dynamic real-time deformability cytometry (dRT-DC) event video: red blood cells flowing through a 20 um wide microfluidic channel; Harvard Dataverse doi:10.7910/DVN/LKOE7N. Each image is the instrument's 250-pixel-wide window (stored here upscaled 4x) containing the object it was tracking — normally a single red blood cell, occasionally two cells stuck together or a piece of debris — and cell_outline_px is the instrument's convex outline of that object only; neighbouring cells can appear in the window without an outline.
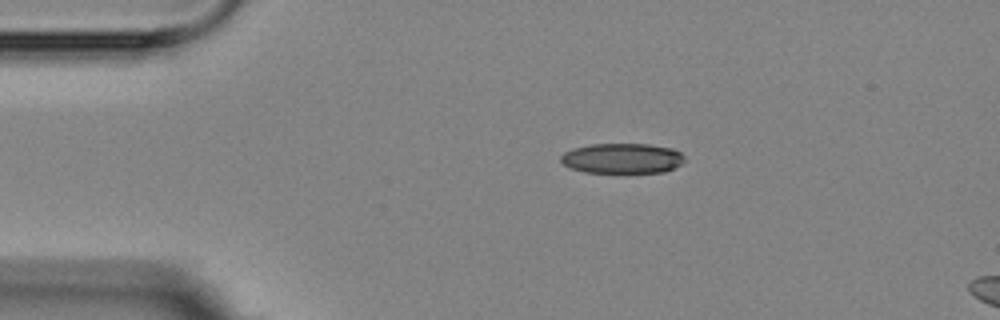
{"species": "Egyptian fruit bat (a non-hibernating species)", "species_latin": "Rousettus aegyptiacus", "temperature_condition": "room temperature", "stored_images_in_passage": 3, "camera_frame_rate_fps": 3000, "um_per_image_px": 0.085, "animal": {"sex": "female"}, "frame": {"image": 1, "passage_image": 3, "time_ms": 3.0, "image_size_px": [1000, 320], "cell_outline_px": [[684, 160], [680, 164], [664, 172], [584, 172], [568, 168], [560, 160], [560, 156], [564, 152], [572, 148], [592, 144], [648, 144], [672, 148], [680, 152], [684, 156]], "centroid_in_image_um": [52.85, 13.45], "position_along_channel_um": 32.2, "area_um2": 21.73}}